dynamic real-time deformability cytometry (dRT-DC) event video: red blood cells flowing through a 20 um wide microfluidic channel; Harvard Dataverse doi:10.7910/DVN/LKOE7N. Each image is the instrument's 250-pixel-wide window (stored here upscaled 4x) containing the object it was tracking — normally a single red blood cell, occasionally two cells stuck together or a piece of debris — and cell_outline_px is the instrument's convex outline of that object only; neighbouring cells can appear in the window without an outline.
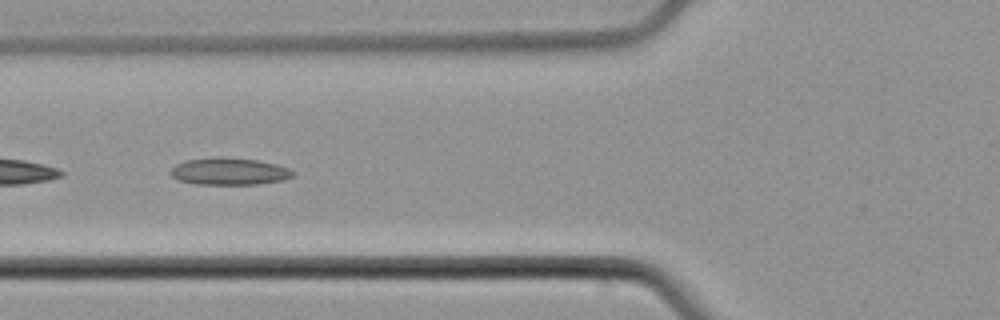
{"species": "common noctule bat (a hibernating species)", "species_latin": "Nyctalus noctula", "temperature_condition": "cold", "stored_images_in_passage": 54, "camera_frame_rate_fps": 3000, "um_per_image_px": 0.085, "animal": {"sex": "male", "body_mass_g": 21.5, "forearm_length_mm": 52.0}, "frame": {"image": 1, "passage_image": 21, "time_ms": 6.667, "image_size_px": [1000, 320], "cell_outline_px": [[296, 172], [292, 176], [284, 180], [256, 184], [196, 184], [180, 180], [172, 176], [168, 172], [176, 164], [184, 160], [260, 160], [276, 164], [288, 168]], "centroid_in_image_um": [19.52, 14.62], "position_along_channel_um": 106.3, "area_um2": 18.38}}
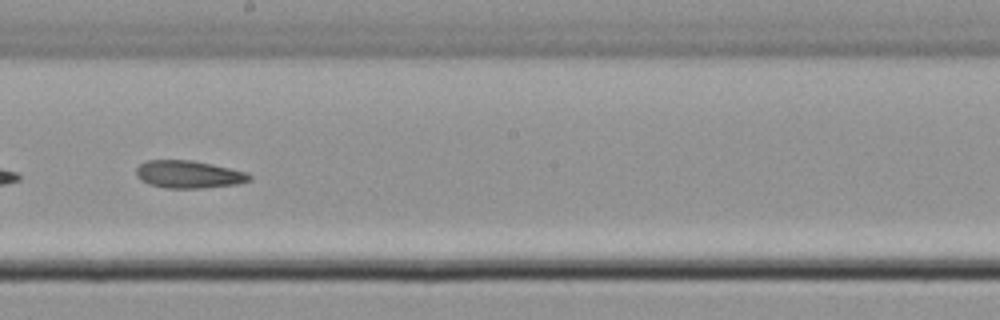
{"frame": {"image": 2, "passage_image": 31, "time_ms": 10.0, "image_size_px": [1000, 320], "cell_outline_px": [[252, 180], [240, 184], [200, 188], [164, 188], [148, 184], [140, 180], [136, 176], [136, 168], [140, 164], [148, 160], [192, 160], [212, 164], [248, 172], [252, 176]], "centroid_in_image_um": [16.05, 14.83], "position_along_channel_um": 232.1, "area_um2": 18.44}}
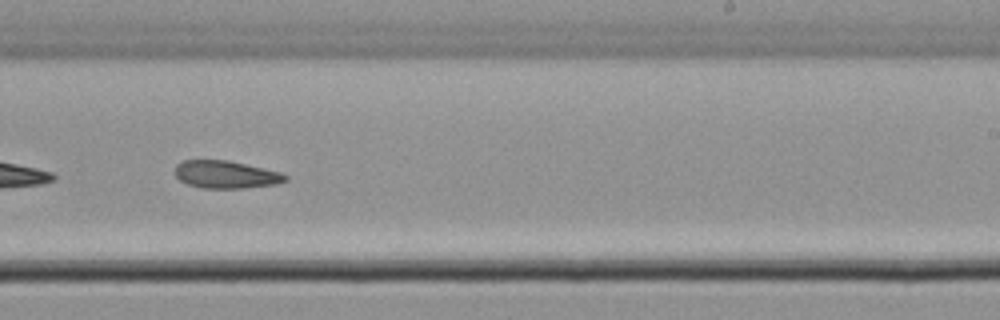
{"frame": {"image": 3, "passage_image": 34, "time_ms": 11.0, "image_size_px": [1000, 320], "cell_outline_px": [[288, 180], [276, 184], [244, 188], [204, 188], [188, 184], [180, 180], [176, 176], [176, 164], [184, 160], [228, 160], [280, 172], [288, 176]], "centroid_in_image_um": [19.21, 14.83], "position_along_channel_um": 269.8, "area_um2": 17.63}, "authors_computed_cell_mechanics": {"area_um2": 18.6694, "velocity_mm_per_s": 3.7824, "shape_relaxation_time_tau1_ms": null, "shape_relaxation_time_tau2_ms": 7.0158, "deformation_change_tau1": null, "deformation_change_tau2": 0.1459}}